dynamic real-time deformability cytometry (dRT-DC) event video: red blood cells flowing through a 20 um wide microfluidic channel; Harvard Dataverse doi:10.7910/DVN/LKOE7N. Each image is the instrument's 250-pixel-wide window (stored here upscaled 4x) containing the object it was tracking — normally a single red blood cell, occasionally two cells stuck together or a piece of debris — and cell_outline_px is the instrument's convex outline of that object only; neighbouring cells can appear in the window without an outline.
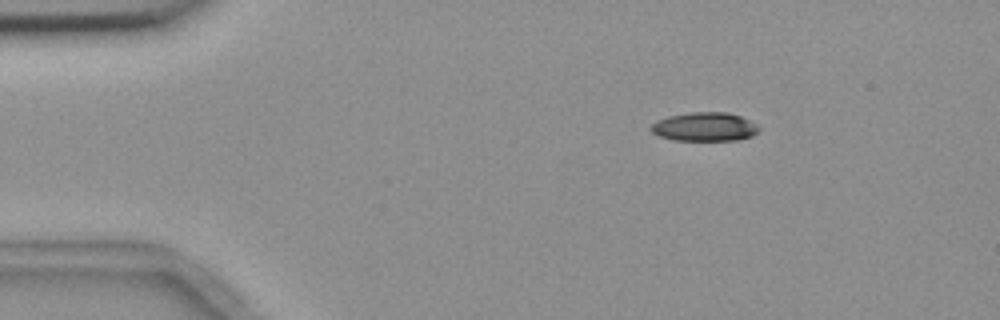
{"species": "common noctule bat (a hibernating species)", "species_latin": "Nyctalus noctula", "temperature_condition": "room temperature", "stored_images_in_passage": 5, "camera_frame_rate_fps": 3000, "um_per_image_px": 0.085, "animal": {"sex": "female", "body_mass_g": 18.4}, "frame": {"image": 1, "passage_image": 3, "time_ms": 2.333, "image_size_px": [1000, 320], "cell_outline_px": [[760, 128], [752, 136], [736, 140], [672, 140], [660, 136], [652, 132], [648, 128], [656, 120], [668, 116], [692, 112], [728, 112], [740, 116], [756, 124]], "centroid_in_image_um": [59.86, 10.77], "position_along_channel_um": 25.1, "area_um2": 18.09}}